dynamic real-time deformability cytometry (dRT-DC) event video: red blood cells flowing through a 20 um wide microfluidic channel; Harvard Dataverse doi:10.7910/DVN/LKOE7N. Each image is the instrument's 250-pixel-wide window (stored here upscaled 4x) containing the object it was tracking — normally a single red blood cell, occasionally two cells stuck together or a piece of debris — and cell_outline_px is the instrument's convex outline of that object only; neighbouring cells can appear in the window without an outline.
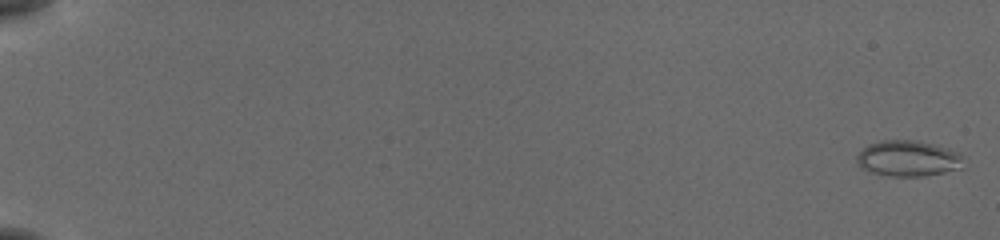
{"species": "common noctule bat (a hibernating species)", "species_latin": "Nyctalus noctula", "temperature_condition": "cold", "stored_images_in_passage": 57, "camera_frame_rate_fps": 3000, "um_per_image_px": 0.085, "animal": {"sex": "female", "body_mass_g": 19.5, "forearm_length_mm": 54.1}, "frame": {"image": 1, "passage_image": 2, "time_ms": 0.333, "image_size_px": [1000, 240], "cell_outline_px": [[960, 168], [944, 172], [924, 176], [888, 176], [872, 172], [860, 168], [856, 164], [856, 156], [868, 144], [880, 140], [916, 140], [948, 148], [960, 152]], "centroid_in_image_um": [77.12, 13.46], "position_along_channel_um": 7.9, "area_um2": 22.2}}
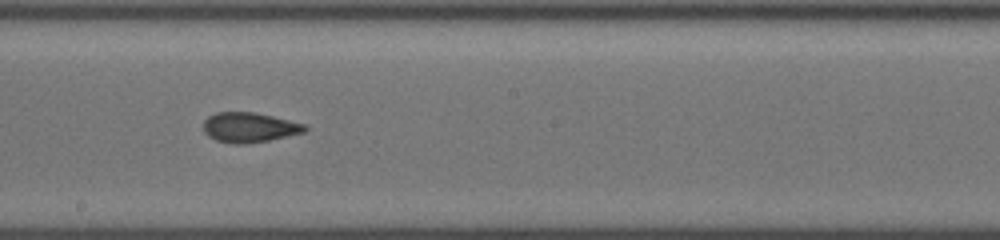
{"frame": {"image": 2, "passage_image": 35, "time_ms": 11.333, "image_size_px": [1000, 240], "cell_outline_px": [[308, 128], [304, 132], [268, 140], [248, 144], [232, 144], [216, 140], [208, 136], [204, 132], [204, 120], [208, 116], [216, 112], [252, 112], [272, 116], [304, 124]], "centroid_in_image_um": [21.15, 10.83], "position_along_channel_um": 227.0, "area_um2": 17.57}}
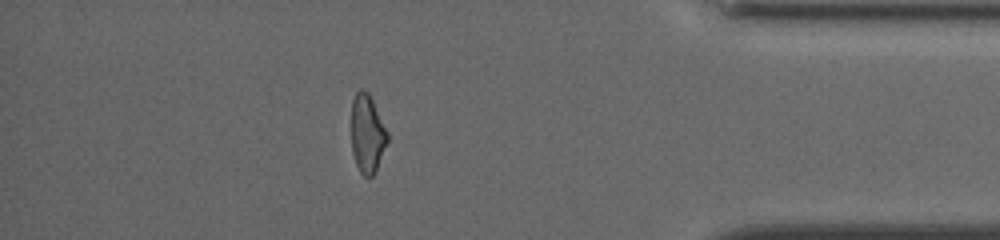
{"frame": {"image": 3, "passage_image": 51, "time_ms": 16.667, "image_size_px": [1000, 240], "cell_outline_px": [[388, 140], [376, 168], [372, 176], [364, 176], [360, 172], [356, 164], [352, 152], [352, 100], [356, 92], [360, 88], [368, 92], [388, 132]], "centroid_in_image_um": [31.21, 11.34], "position_along_channel_um": 404.0, "area_um2": 16.18}, "authors_computed_cell_mechanics": {"area_um2": 17.629, "velocity_mm_per_s": 3.841, "shape_relaxation_time_tau1_ms": 5.8218, "shape_relaxation_time_tau2_ms": 1.3373, "deformation_change_tau1": 0.1788, "deformation_change_tau2": 0.0733}}